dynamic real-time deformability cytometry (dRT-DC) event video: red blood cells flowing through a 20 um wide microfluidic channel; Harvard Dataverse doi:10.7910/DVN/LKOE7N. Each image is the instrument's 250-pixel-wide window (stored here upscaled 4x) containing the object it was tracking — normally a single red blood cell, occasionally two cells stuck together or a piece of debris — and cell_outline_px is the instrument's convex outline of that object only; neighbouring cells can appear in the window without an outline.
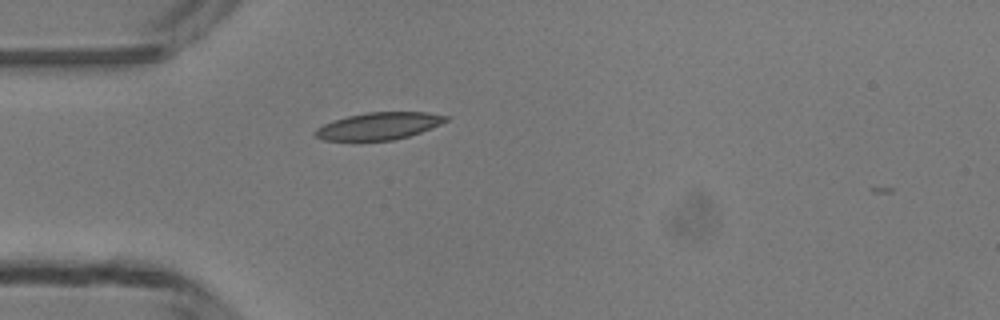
{"species": "common noctule bat (a hibernating species)", "species_latin": "Nyctalus noctula", "temperature_condition": "room temperature", "stored_images_in_passage": 2, "camera_frame_rate_fps": 3000, "um_per_image_px": 0.085, "animal": {"sex": "male", "body_mass_g": 13.3}, "frame": {"image": 1, "passage_image": 1, "time_ms": 0.0, "image_size_px": [1000, 320], "cell_outline_px": [[448, 120], [440, 124], [420, 132], [408, 136], [392, 140], [324, 140], [316, 136], [312, 132], [316, 128], [332, 120], [348, 116], [368, 112], [428, 112], [448, 116]], "centroid_in_image_um": [32.18, 10.7], "position_along_channel_um": 52.8, "area_um2": 20.52}}